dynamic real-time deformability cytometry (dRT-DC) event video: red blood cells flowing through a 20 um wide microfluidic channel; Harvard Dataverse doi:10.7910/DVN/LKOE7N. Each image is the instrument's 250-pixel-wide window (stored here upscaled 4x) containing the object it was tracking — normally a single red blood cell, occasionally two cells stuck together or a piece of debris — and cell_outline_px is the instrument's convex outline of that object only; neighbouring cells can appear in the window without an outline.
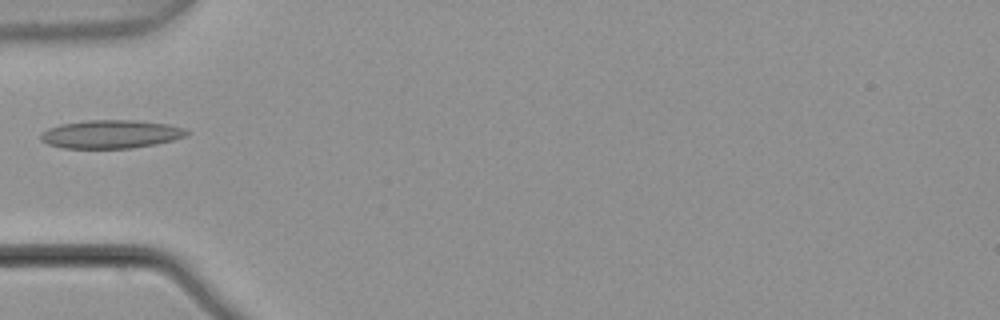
{"species": "common noctule bat (a hibernating species)", "species_latin": "Nyctalus noctula", "temperature_condition": "warm", "stored_images_in_passage": 3, "camera_frame_rate_fps": 3000, "um_per_image_px": 0.085, "animal": {"sex": "male", "body_mass_g": 21.5, "forearm_length_mm": 52.0}, "frame": {"image": 1, "passage_image": 3, "time_ms": 0.667, "image_size_px": [1000, 320], "cell_outline_px": [[188, 132], [184, 136], [172, 140], [156, 144], [128, 148], [64, 148], [48, 144], [40, 140], [40, 132], [48, 128], [60, 124], [88, 120], [132, 120], [168, 124], [184, 128]], "centroid_in_image_um": [9.37, 11.4], "position_along_channel_um": 75.6, "area_um2": 23.99}}